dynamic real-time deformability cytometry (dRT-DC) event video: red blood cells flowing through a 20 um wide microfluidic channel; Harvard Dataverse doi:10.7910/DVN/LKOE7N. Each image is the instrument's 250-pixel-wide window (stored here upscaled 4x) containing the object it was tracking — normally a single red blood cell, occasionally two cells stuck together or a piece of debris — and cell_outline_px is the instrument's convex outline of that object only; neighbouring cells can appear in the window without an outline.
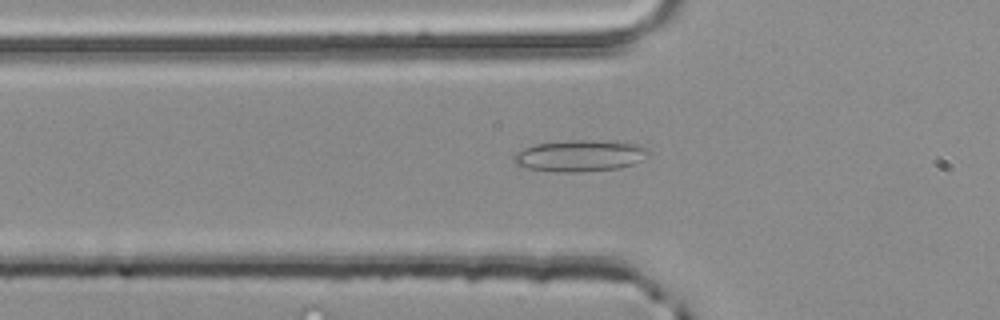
{"species": "common noctule bat (a hibernating species)", "species_latin": "Nyctalus noctula", "temperature_condition": "room temperature", "stored_images_in_passage": 33, "camera_frame_rate_fps": 3000, "um_per_image_px": 0.085, "animal": {"sex": "male", "body_mass_g": 20.4}, "frame": {"image": 1, "passage_image": 2, "time_ms": 0.333, "image_size_px": [1000, 320], "cell_outline_px": [[648, 156], [632, 164], [620, 168], [576, 172], [564, 172], [528, 168], [516, 164], [512, 160], [512, 156], [516, 152], [524, 148], [536, 144], [568, 140], [596, 140], [640, 144], [648, 148]], "centroid_in_image_um": [49.29, 13.23], "position_along_channel_um": 76.5, "area_um2": 24.62}}
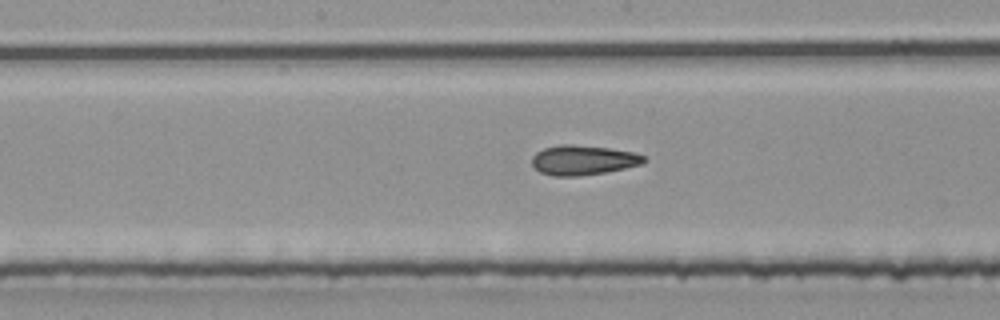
{"frame": {"image": 2, "passage_image": 11, "time_ms": 3.333, "image_size_px": [1000, 320], "cell_outline_px": [[648, 160], [640, 164], [624, 168], [604, 172], [580, 176], [552, 176], [540, 172], [532, 168], [532, 156], [536, 152], [544, 148], [560, 144], [572, 144], [608, 148], [636, 152], [644, 156]], "centroid_in_image_um": [49.53, 13.6], "position_along_channel_um": 198.7, "area_um2": 19.54}}
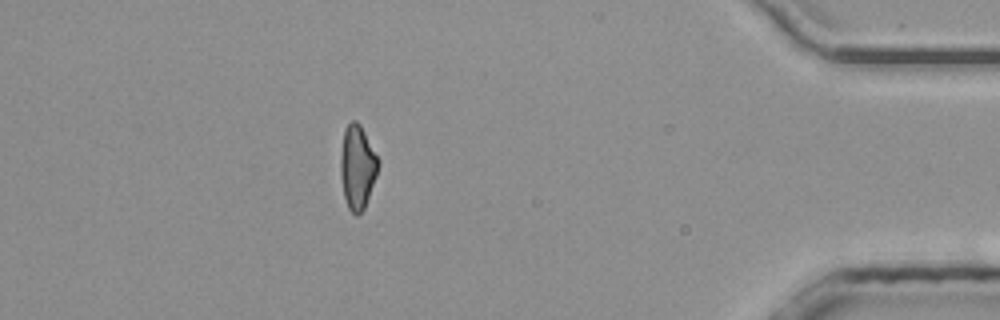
{"frame": {"image": 3, "passage_image": 30, "time_ms": 9.667, "image_size_px": [1000, 320], "cell_outline_px": [[380, 164], [376, 176], [364, 208], [356, 216], [348, 208], [344, 196], [340, 176], [340, 156], [344, 128], [352, 120], [356, 120], [360, 124], [380, 160]], "centroid_in_image_um": [30.37, 14.17], "position_along_channel_um": 404.8, "area_um2": 18.5}}